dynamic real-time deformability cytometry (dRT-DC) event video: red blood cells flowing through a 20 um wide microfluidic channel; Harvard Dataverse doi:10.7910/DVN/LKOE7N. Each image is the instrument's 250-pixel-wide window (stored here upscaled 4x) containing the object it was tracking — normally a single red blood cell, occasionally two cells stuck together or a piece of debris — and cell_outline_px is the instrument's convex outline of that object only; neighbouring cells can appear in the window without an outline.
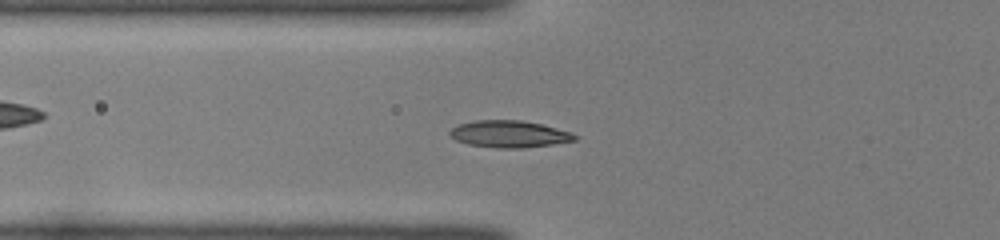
{"species": "common noctule bat (a hibernating species)", "species_latin": "Nyctalus noctula", "temperature_condition": "room temperature", "stored_images_in_passage": 47, "camera_frame_rate_fps": 3000, "um_per_image_px": 0.085, "animal": {"sex": "female", "body_mass_g": 22.0, "forearm_length_mm": 56.7}, "frame": {"image": 1, "passage_image": 16, "time_ms": 5.0, "image_size_px": [1000, 240], "cell_outline_px": [[576, 140], [552, 144], [524, 148], [496, 148], [468, 144], [456, 140], [448, 132], [452, 128], [460, 124], [476, 120], [520, 120], [540, 124], [572, 132], [576, 136]], "centroid_in_image_um": [43.28, 11.39], "position_along_channel_um": 82.5, "area_um2": 19.42}}
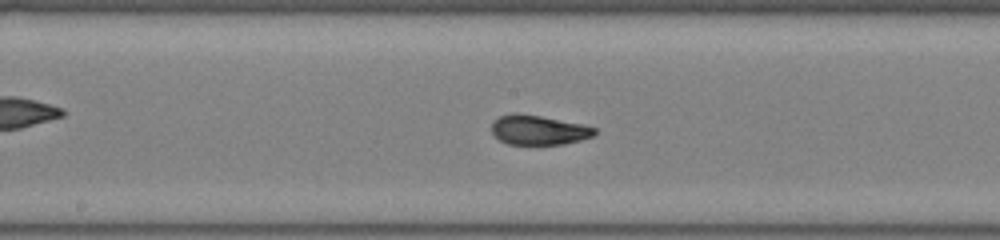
{"frame": {"image": 2, "passage_image": 25, "time_ms": 8.0, "image_size_px": [1000, 240], "cell_outline_px": [[596, 132], [592, 136], [580, 140], [564, 144], [508, 144], [500, 140], [492, 132], [492, 124], [500, 116], [512, 112], [516, 112], [540, 116], [584, 124], [596, 128]], "centroid_in_image_um": [45.79, 11.04], "position_along_channel_um": 202.4, "area_um2": 17.69}}
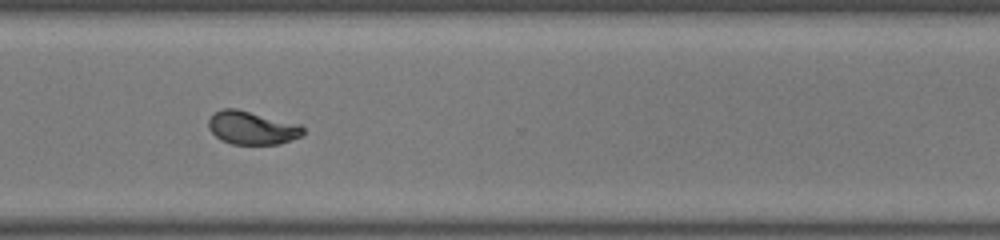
{"frame": {"image": 3, "passage_image": 36, "time_ms": 11.667, "image_size_px": [1000, 240], "cell_outline_px": [[304, 132], [300, 136], [280, 144], [232, 144], [220, 140], [208, 128], [208, 120], [216, 112], [224, 108], [236, 108], [300, 124], [304, 128]], "centroid_in_image_um": [21.41, 10.87], "position_along_channel_um": 349.2, "area_um2": 18.26}, "authors_computed_cell_mechanics": {"area_um2": 17.918, "velocity_mm_per_s": 4.0013, "shape_relaxation_time_tau1_ms": 4.5991, "shape_relaxation_time_tau2_ms": null, "deformation_change_tau1": 0.1917, "deformation_change_tau2": null}}